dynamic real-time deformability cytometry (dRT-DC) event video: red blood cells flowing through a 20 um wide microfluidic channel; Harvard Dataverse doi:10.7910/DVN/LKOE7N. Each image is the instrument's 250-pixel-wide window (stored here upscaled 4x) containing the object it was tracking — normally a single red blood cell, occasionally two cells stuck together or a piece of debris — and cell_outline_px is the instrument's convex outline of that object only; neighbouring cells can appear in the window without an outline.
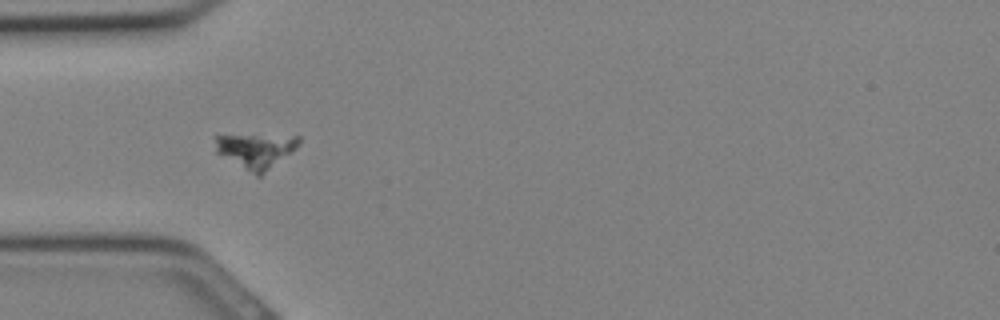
{"species": "Egyptian fruit bat (a non-hibernating species)", "species_latin": "Rousettus aegyptiacus", "temperature_condition": "cold", "stored_images_in_passage": 23, "camera_frame_rate_fps": 3000, "um_per_image_px": 0.085, "animal": {"sex": "female"}, "frame": {"image": 1, "passage_image": 1, "time_ms": 0.0, "image_size_px": [1000, 320], "cell_outline_px": [[300, 144], [296, 148], [260, 176], [256, 176], [216, 152], [212, 136], [300, 136]], "centroid_in_image_um": [21.72, 12.81], "position_along_channel_um": 63.3, "area_um2": 16.53}}
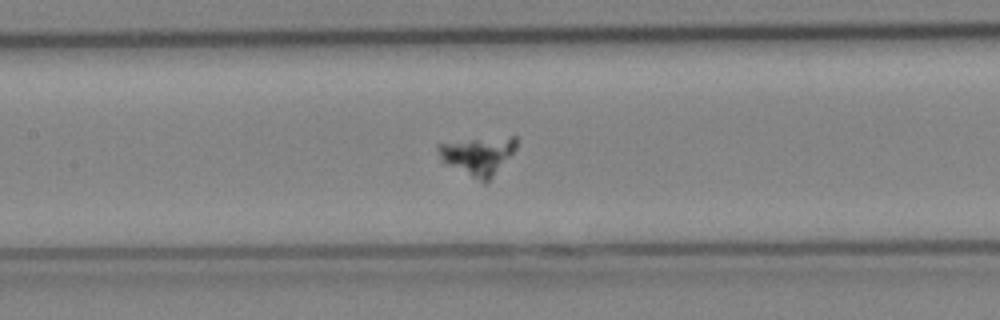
{"frame": {"image": 2, "passage_image": 6, "time_ms": 1.667, "image_size_px": [1000, 320], "cell_outline_px": [[516, 148], [492, 176], [484, 184], [440, 160], [436, 148], [436, 144], [472, 140], [512, 136], [516, 136]], "centroid_in_image_um": [40.6, 13.24], "position_along_channel_um": 166.8, "area_um2": 16.88}}
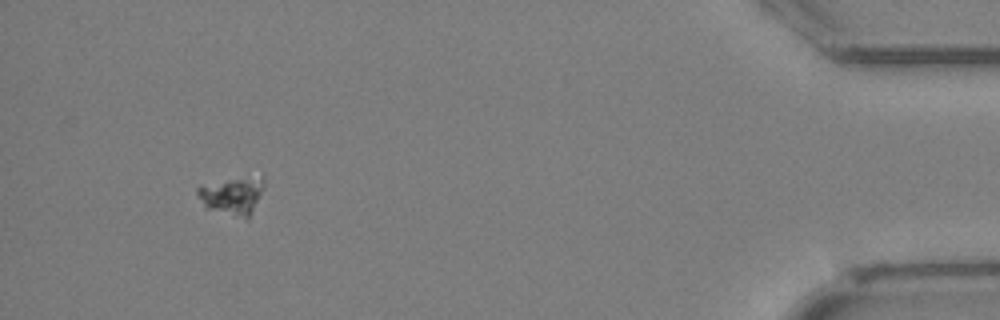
{"frame": {"image": 3, "passage_image": 21, "time_ms": 6.667, "image_size_px": [1000, 320], "cell_outline_px": [[264, 188], [248, 220], [204, 208], [196, 192], [196, 188], [228, 180], [264, 176]], "centroid_in_image_um": [19.77, 16.68], "position_along_channel_um": 415.4, "area_um2": 14.33}}